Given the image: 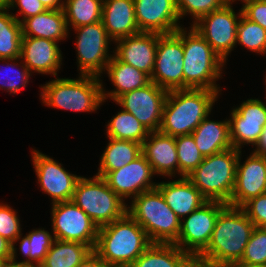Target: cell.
Here are the masks:
<instances>
[{
  "label": "cell",
  "instance_id": "cell-38",
  "mask_svg": "<svg viewBox=\"0 0 266 267\" xmlns=\"http://www.w3.org/2000/svg\"><path fill=\"white\" fill-rule=\"evenodd\" d=\"M226 3H228L227 0H176L180 20L189 14L194 20L192 23L202 16L220 9Z\"/></svg>",
  "mask_w": 266,
  "mask_h": 267
},
{
  "label": "cell",
  "instance_id": "cell-9",
  "mask_svg": "<svg viewBox=\"0 0 266 267\" xmlns=\"http://www.w3.org/2000/svg\"><path fill=\"white\" fill-rule=\"evenodd\" d=\"M76 35L77 66L79 75L101 77L113 54L109 37L102 21L73 28ZM110 53V54H109Z\"/></svg>",
  "mask_w": 266,
  "mask_h": 267
},
{
  "label": "cell",
  "instance_id": "cell-17",
  "mask_svg": "<svg viewBox=\"0 0 266 267\" xmlns=\"http://www.w3.org/2000/svg\"><path fill=\"white\" fill-rule=\"evenodd\" d=\"M95 175L102 177L124 202L128 198L132 200L142 192L156 188L158 184L152 181L155 173L142 153L120 169L98 172Z\"/></svg>",
  "mask_w": 266,
  "mask_h": 267
},
{
  "label": "cell",
  "instance_id": "cell-27",
  "mask_svg": "<svg viewBox=\"0 0 266 267\" xmlns=\"http://www.w3.org/2000/svg\"><path fill=\"white\" fill-rule=\"evenodd\" d=\"M203 157L232 148L229 119L213 121L209 115L191 133Z\"/></svg>",
  "mask_w": 266,
  "mask_h": 267
},
{
  "label": "cell",
  "instance_id": "cell-2",
  "mask_svg": "<svg viewBox=\"0 0 266 267\" xmlns=\"http://www.w3.org/2000/svg\"><path fill=\"white\" fill-rule=\"evenodd\" d=\"M219 92L192 88L168 91L159 131L172 137L190 135L211 114Z\"/></svg>",
  "mask_w": 266,
  "mask_h": 267
},
{
  "label": "cell",
  "instance_id": "cell-49",
  "mask_svg": "<svg viewBox=\"0 0 266 267\" xmlns=\"http://www.w3.org/2000/svg\"><path fill=\"white\" fill-rule=\"evenodd\" d=\"M228 267H266V264H245L241 262H236L230 264Z\"/></svg>",
  "mask_w": 266,
  "mask_h": 267
},
{
  "label": "cell",
  "instance_id": "cell-36",
  "mask_svg": "<svg viewBox=\"0 0 266 267\" xmlns=\"http://www.w3.org/2000/svg\"><path fill=\"white\" fill-rule=\"evenodd\" d=\"M175 144L178 153V177H187L203 162L204 157L191 134L175 137Z\"/></svg>",
  "mask_w": 266,
  "mask_h": 267
},
{
  "label": "cell",
  "instance_id": "cell-19",
  "mask_svg": "<svg viewBox=\"0 0 266 267\" xmlns=\"http://www.w3.org/2000/svg\"><path fill=\"white\" fill-rule=\"evenodd\" d=\"M140 32L170 34L181 26L176 0H134Z\"/></svg>",
  "mask_w": 266,
  "mask_h": 267
},
{
  "label": "cell",
  "instance_id": "cell-26",
  "mask_svg": "<svg viewBox=\"0 0 266 267\" xmlns=\"http://www.w3.org/2000/svg\"><path fill=\"white\" fill-rule=\"evenodd\" d=\"M21 25L23 36L60 42L68 38L70 34L63 9L46 10L41 14L25 19Z\"/></svg>",
  "mask_w": 266,
  "mask_h": 267
},
{
  "label": "cell",
  "instance_id": "cell-15",
  "mask_svg": "<svg viewBox=\"0 0 266 267\" xmlns=\"http://www.w3.org/2000/svg\"><path fill=\"white\" fill-rule=\"evenodd\" d=\"M32 163L42 193L51 197V204L71 201L82 176L65 170L63 165L39 150H32Z\"/></svg>",
  "mask_w": 266,
  "mask_h": 267
},
{
  "label": "cell",
  "instance_id": "cell-51",
  "mask_svg": "<svg viewBox=\"0 0 266 267\" xmlns=\"http://www.w3.org/2000/svg\"><path fill=\"white\" fill-rule=\"evenodd\" d=\"M8 261H10V259L0 258V267H4Z\"/></svg>",
  "mask_w": 266,
  "mask_h": 267
},
{
  "label": "cell",
  "instance_id": "cell-41",
  "mask_svg": "<svg viewBox=\"0 0 266 267\" xmlns=\"http://www.w3.org/2000/svg\"><path fill=\"white\" fill-rule=\"evenodd\" d=\"M241 208L255 227H266V193L250 199Z\"/></svg>",
  "mask_w": 266,
  "mask_h": 267
},
{
  "label": "cell",
  "instance_id": "cell-22",
  "mask_svg": "<svg viewBox=\"0 0 266 267\" xmlns=\"http://www.w3.org/2000/svg\"><path fill=\"white\" fill-rule=\"evenodd\" d=\"M142 154L151 165L155 175L169 177L178 174V153L175 137L160 131L150 132L141 144Z\"/></svg>",
  "mask_w": 266,
  "mask_h": 267
},
{
  "label": "cell",
  "instance_id": "cell-23",
  "mask_svg": "<svg viewBox=\"0 0 266 267\" xmlns=\"http://www.w3.org/2000/svg\"><path fill=\"white\" fill-rule=\"evenodd\" d=\"M156 187L163 195L166 204L181 220L207 201L187 177L158 182Z\"/></svg>",
  "mask_w": 266,
  "mask_h": 267
},
{
  "label": "cell",
  "instance_id": "cell-44",
  "mask_svg": "<svg viewBox=\"0 0 266 267\" xmlns=\"http://www.w3.org/2000/svg\"><path fill=\"white\" fill-rule=\"evenodd\" d=\"M76 267H112L108 265L94 250Z\"/></svg>",
  "mask_w": 266,
  "mask_h": 267
},
{
  "label": "cell",
  "instance_id": "cell-37",
  "mask_svg": "<svg viewBox=\"0 0 266 267\" xmlns=\"http://www.w3.org/2000/svg\"><path fill=\"white\" fill-rule=\"evenodd\" d=\"M2 61L6 64V67L4 69L0 67V75L2 73L5 74L3 76L4 78L0 77V89H4L9 92V94L13 93L15 95L30 82L29 79L32 73L24 65L20 57L16 59H0V62ZM16 61H18V63L20 61V63L18 64ZM16 67L20 68L16 69Z\"/></svg>",
  "mask_w": 266,
  "mask_h": 267
},
{
  "label": "cell",
  "instance_id": "cell-6",
  "mask_svg": "<svg viewBox=\"0 0 266 267\" xmlns=\"http://www.w3.org/2000/svg\"><path fill=\"white\" fill-rule=\"evenodd\" d=\"M127 213L144 229L152 243H174L181 219L170 209L156 187L134 197Z\"/></svg>",
  "mask_w": 266,
  "mask_h": 267
},
{
  "label": "cell",
  "instance_id": "cell-10",
  "mask_svg": "<svg viewBox=\"0 0 266 267\" xmlns=\"http://www.w3.org/2000/svg\"><path fill=\"white\" fill-rule=\"evenodd\" d=\"M232 5L226 3L220 9L202 16L191 24L225 63L237 45V27L242 15V10L240 9L236 14Z\"/></svg>",
  "mask_w": 266,
  "mask_h": 267
},
{
  "label": "cell",
  "instance_id": "cell-33",
  "mask_svg": "<svg viewBox=\"0 0 266 267\" xmlns=\"http://www.w3.org/2000/svg\"><path fill=\"white\" fill-rule=\"evenodd\" d=\"M107 138L129 140L142 144L149 131L128 111L121 109L106 125Z\"/></svg>",
  "mask_w": 266,
  "mask_h": 267
},
{
  "label": "cell",
  "instance_id": "cell-40",
  "mask_svg": "<svg viewBox=\"0 0 266 267\" xmlns=\"http://www.w3.org/2000/svg\"><path fill=\"white\" fill-rule=\"evenodd\" d=\"M17 213L10 205L0 203V235L11 244L22 233L21 220Z\"/></svg>",
  "mask_w": 266,
  "mask_h": 267
},
{
  "label": "cell",
  "instance_id": "cell-54",
  "mask_svg": "<svg viewBox=\"0 0 266 267\" xmlns=\"http://www.w3.org/2000/svg\"><path fill=\"white\" fill-rule=\"evenodd\" d=\"M0 7H3V0H0Z\"/></svg>",
  "mask_w": 266,
  "mask_h": 267
},
{
  "label": "cell",
  "instance_id": "cell-18",
  "mask_svg": "<svg viewBox=\"0 0 266 267\" xmlns=\"http://www.w3.org/2000/svg\"><path fill=\"white\" fill-rule=\"evenodd\" d=\"M242 154L240 151L235 185L228 204L240 208L250 199L266 193V157L252 152L242 164Z\"/></svg>",
  "mask_w": 266,
  "mask_h": 267
},
{
  "label": "cell",
  "instance_id": "cell-29",
  "mask_svg": "<svg viewBox=\"0 0 266 267\" xmlns=\"http://www.w3.org/2000/svg\"><path fill=\"white\" fill-rule=\"evenodd\" d=\"M190 255L172 243H152L129 267H180Z\"/></svg>",
  "mask_w": 266,
  "mask_h": 267
},
{
  "label": "cell",
  "instance_id": "cell-11",
  "mask_svg": "<svg viewBox=\"0 0 266 267\" xmlns=\"http://www.w3.org/2000/svg\"><path fill=\"white\" fill-rule=\"evenodd\" d=\"M51 221L54 238L61 241L80 242L95 249L98 226L74 202L51 204Z\"/></svg>",
  "mask_w": 266,
  "mask_h": 267
},
{
  "label": "cell",
  "instance_id": "cell-14",
  "mask_svg": "<svg viewBox=\"0 0 266 267\" xmlns=\"http://www.w3.org/2000/svg\"><path fill=\"white\" fill-rule=\"evenodd\" d=\"M168 91L154 82L119 96L114 102L133 114L149 131H159L162 110Z\"/></svg>",
  "mask_w": 266,
  "mask_h": 267
},
{
  "label": "cell",
  "instance_id": "cell-34",
  "mask_svg": "<svg viewBox=\"0 0 266 267\" xmlns=\"http://www.w3.org/2000/svg\"><path fill=\"white\" fill-rule=\"evenodd\" d=\"M104 0H64L68 29L101 21ZM72 28H71V27Z\"/></svg>",
  "mask_w": 266,
  "mask_h": 267
},
{
  "label": "cell",
  "instance_id": "cell-3",
  "mask_svg": "<svg viewBox=\"0 0 266 267\" xmlns=\"http://www.w3.org/2000/svg\"><path fill=\"white\" fill-rule=\"evenodd\" d=\"M151 244L144 229L126 213L99 228L94 251L112 267H129Z\"/></svg>",
  "mask_w": 266,
  "mask_h": 267
},
{
  "label": "cell",
  "instance_id": "cell-24",
  "mask_svg": "<svg viewBox=\"0 0 266 267\" xmlns=\"http://www.w3.org/2000/svg\"><path fill=\"white\" fill-rule=\"evenodd\" d=\"M101 21L113 42L140 33L134 0H104Z\"/></svg>",
  "mask_w": 266,
  "mask_h": 267
},
{
  "label": "cell",
  "instance_id": "cell-13",
  "mask_svg": "<svg viewBox=\"0 0 266 267\" xmlns=\"http://www.w3.org/2000/svg\"><path fill=\"white\" fill-rule=\"evenodd\" d=\"M183 41L174 32L159 34L151 81L167 91L184 89Z\"/></svg>",
  "mask_w": 266,
  "mask_h": 267
},
{
  "label": "cell",
  "instance_id": "cell-1",
  "mask_svg": "<svg viewBox=\"0 0 266 267\" xmlns=\"http://www.w3.org/2000/svg\"><path fill=\"white\" fill-rule=\"evenodd\" d=\"M254 228L242 208L227 204L219 212L210 241L198 257L208 267H228L240 262Z\"/></svg>",
  "mask_w": 266,
  "mask_h": 267
},
{
  "label": "cell",
  "instance_id": "cell-35",
  "mask_svg": "<svg viewBox=\"0 0 266 267\" xmlns=\"http://www.w3.org/2000/svg\"><path fill=\"white\" fill-rule=\"evenodd\" d=\"M242 45L249 51L266 54V30L259 24L254 23L241 15L238 27L236 44Z\"/></svg>",
  "mask_w": 266,
  "mask_h": 267
},
{
  "label": "cell",
  "instance_id": "cell-20",
  "mask_svg": "<svg viewBox=\"0 0 266 267\" xmlns=\"http://www.w3.org/2000/svg\"><path fill=\"white\" fill-rule=\"evenodd\" d=\"M159 33L140 32L114 41L113 55L120 61L132 65L150 77L155 66Z\"/></svg>",
  "mask_w": 266,
  "mask_h": 267
},
{
  "label": "cell",
  "instance_id": "cell-43",
  "mask_svg": "<svg viewBox=\"0 0 266 267\" xmlns=\"http://www.w3.org/2000/svg\"><path fill=\"white\" fill-rule=\"evenodd\" d=\"M242 15L266 30V0H252L242 5Z\"/></svg>",
  "mask_w": 266,
  "mask_h": 267
},
{
  "label": "cell",
  "instance_id": "cell-4",
  "mask_svg": "<svg viewBox=\"0 0 266 267\" xmlns=\"http://www.w3.org/2000/svg\"><path fill=\"white\" fill-rule=\"evenodd\" d=\"M183 41L184 89L221 90L216 81L222 77L225 62L194 29L180 27L175 32Z\"/></svg>",
  "mask_w": 266,
  "mask_h": 267
},
{
  "label": "cell",
  "instance_id": "cell-28",
  "mask_svg": "<svg viewBox=\"0 0 266 267\" xmlns=\"http://www.w3.org/2000/svg\"><path fill=\"white\" fill-rule=\"evenodd\" d=\"M22 235L23 234L21 233L12 244V255L10 261L31 267H39L44 261L46 254L55 240L54 235H51V233L44 228H36L26 235ZM17 242L19 243L20 254L26 257L24 260L19 262L16 260L17 248L15 244Z\"/></svg>",
  "mask_w": 266,
  "mask_h": 267
},
{
  "label": "cell",
  "instance_id": "cell-39",
  "mask_svg": "<svg viewBox=\"0 0 266 267\" xmlns=\"http://www.w3.org/2000/svg\"><path fill=\"white\" fill-rule=\"evenodd\" d=\"M240 262L266 264V227L254 228Z\"/></svg>",
  "mask_w": 266,
  "mask_h": 267
},
{
  "label": "cell",
  "instance_id": "cell-46",
  "mask_svg": "<svg viewBox=\"0 0 266 267\" xmlns=\"http://www.w3.org/2000/svg\"><path fill=\"white\" fill-rule=\"evenodd\" d=\"M12 244L0 235V258L11 259Z\"/></svg>",
  "mask_w": 266,
  "mask_h": 267
},
{
  "label": "cell",
  "instance_id": "cell-12",
  "mask_svg": "<svg viewBox=\"0 0 266 267\" xmlns=\"http://www.w3.org/2000/svg\"><path fill=\"white\" fill-rule=\"evenodd\" d=\"M226 205L219 201H206L181 220L180 233L173 244L190 256H198L207 247L219 212Z\"/></svg>",
  "mask_w": 266,
  "mask_h": 267
},
{
  "label": "cell",
  "instance_id": "cell-48",
  "mask_svg": "<svg viewBox=\"0 0 266 267\" xmlns=\"http://www.w3.org/2000/svg\"><path fill=\"white\" fill-rule=\"evenodd\" d=\"M47 10H60L64 7V0H39Z\"/></svg>",
  "mask_w": 266,
  "mask_h": 267
},
{
  "label": "cell",
  "instance_id": "cell-53",
  "mask_svg": "<svg viewBox=\"0 0 266 267\" xmlns=\"http://www.w3.org/2000/svg\"><path fill=\"white\" fill-rule=\"evenodd\" d=\"M11 0H3V7H7V4L10 2Z\"/></svg>",
  "mask_w": 266,
  "mask_h": 267
},
{
  "label": "cell",
  "instance_id": "cell-8",
  "mask_svg": "<svg viewBox=\"0 0 266 267\" xmlns=\"http://www.w3.org/2000/svg\"><path fill=\"white\" fill-rule=\"evenodd\" d=\"M98 226L108 225L127 213V205L99 176L81 177L71 200Z\"/></svg>",
  "mask_w": 266,
  "mask_h": 267
},
{
  "label": "cell",
  "instance_id": "cell-52",
  "mask_svg": "<svg viewBox=\"0 0 266 267\" xmlns=\"http://www.w3.org/2000/svg\"><path fill=\"white\" fill-rule=\"evenodd\" d=\"M235 1H237V0H227V2L231 3V4H233ZM238 1H240V0H238ZM248 1H252V0H241L242 3H246Z\"/></svg>",
  "mask_w": 266,
  "mask_h": 267
},
{
  "label": "cell",
  "instance_id": "cell-31",
  "mask_svg": "<svg viewBox=\"0 0 266 267\" xmlns=\"http://www.w3.org/2000/svg\"><path fill=\"white\" fill-rule=\"evenodd\" d=\"M91 251L86 244L55 239L39 267H76Z\"/></svg>",
  "mask_w": 266,
  "mask_h": 267
},
{
  "label": "cell",
  "instance_id": "cell-45",
  "mask_svg": "<svg viewBox=\"0 0 266 267\" xmlns=\"http://www.w3.org/2000/svg\"><path fill=\"white\" fill-rule=\"evenodd\" d=\"M255 147L256 148H253L252 152L266 157V126L263 128V131Z\"/></svg>",
  "mask_w": 266,
  "mask_h": 267
},
{
  "label": "cell",
  "instance_id": "cell-25",
  "mask_svg": "<svg viewBox=\"0 0 266 267\" xmlns=\"http://www.w3.org/2000/svg\"><path fill=\"white\" fill-rule=\"evenodd\" d=\"M113 84L114 90L106 91L102 87L103 100L115 101L119 96L134 89H139L151 82L150 76L145 72L118 60L114 55L107 64L105 71Z\"/></svg>",
  "mask_w": 266,
  "mask_h": 267
},
{
  "label": "cell",
  "instance_id": "cell-7",
  "mask_svg": "<svg viewBox=\"0 0 266 267\" xmlns=\"http://www.w3.org/2000/svg\"><path fill=\"white\" fill-rule=\"evenodd\" d=\"M240 150L233 147L204 157L187 178L207 201L229 204L235 185Z\"/></svg>",
  "mask_w": 266,
  "mask_h": 267
},
{
  "label": "cell",
  "instance_id": "cell-21",
  "mask_svg": "<svg viewBox=\"0 0 266 267\" xmlns=\"http://www.w3.org/2000/svg\"><path fill=\"white\" fill-rule=\"evenodd\" d=\"M62 52L58 42L45 38L23 36L21 54L24 65L31 73L58 75L61 70Z\"/></svg>",
  "mask_w": 266,
  "mask_h": 267
},
{
  "label": "cell",
  "instance_id": "cell-32",
  "mask_svg": "<svg viewBox=\"0 0 266 267\" xmlns=\"http://www.w3.org/2000/svg\"><path fill=\"white\" fill-rule=\"evenodd\" d=\"M7 7H0V59H16L21 54L22 25Z\"/></svg>",
  "mask_w": 266,
  "mask_h": 267
},
{
  "label": "cell",
  "instance_id": "cell-50",
  "mask_svg": "<svg viewBox=\"0 0 266 267\" xmlns=\"http://www.w3.org/2000/svg\"><path fill=\"white\" fill-rule=\"evenodd\" d=\"M4 267H31V266L23 265V264H17V263L8 261Z\"/></svg>",
  "mask_w": 266,
  "mask_h": 267
},
{
  "label": "cell",
  "instance_id": "cell-47",
  "mask_svg": "<svg viewBox=\"0 0 266 267\" xmlns=\"http://www.w3.org/2000/svg\"><path fill=\"white\" fill-rule=\"evenodd\" d=\"M180 267H208L198 256H190Z\"/></svg>",
  "mask_w": 266,
  "mask_h": 267
},
{
  "label": "cell",
  "instance_id": "cell-42",
  "mask_svg": "<svg viewBox=\"0 0 266 267\" xmlns=\"http://www.w3.org/2000/svg\"><path fill=\"white\" fill-rule=\"evenodd\" d=\"M17 7L18 10L16 11H18V14L17 16L16 14H13V16L20 23L31 16L41 14L47 10L39 0H11L7 4V8L13 11L14 9H17ZM18 15L22 16L23 18H19Z\"/></svg>",
  "mask_w": 266,
  "mask_h": 267
},
{
  "label": "cell",
  "instance_id": "cell-16",
  "mask_svg": "<svg viewBox=\"0 0 266 267\" xmlns=\"http://www.w3.org/2000/svg\"><path fill=\"white\" fill-rule=\"evenodd\" d=\"M229 130L231 145L236 150L251 144L256 146L263 128L266 126V104L258 98L243 101L231 109Z\"/></svg>",
  "mask_w": 266,
  "mask_h": 267
},
{
  "label": "cell",
  "instance_id": "cell-30",
  "mask_svg": "<svg viewBox=\"0 0 266 267\" xmlns=\"http://www.w3.org/2000/svg\"><path fill=\"white\" fill-rule=\"evenodd\" d=\"M104 152L101 155L98 172H111L124 167L135 160L141 153V144L108 138Z\"/></svg>",
  "mask_w": 266,
  "mask_h": 267
},
{
  "label": "cell",
  "instance_id": "cell-5",
  "mask_svg": "<svg viewBox=\"0 0 266 267\" xmlns=\"http://www.w3.org/2000/svg\"><path fill=\"white\" fill-rule=\"evenodd\" d=\"M103 80L92 75H80L77 79L55 78L41 86L42 103L74 112H96L104 103Z\"/></svg>",
  "mask_w": 266,
  "mask_h": 267
}]
</instances>
